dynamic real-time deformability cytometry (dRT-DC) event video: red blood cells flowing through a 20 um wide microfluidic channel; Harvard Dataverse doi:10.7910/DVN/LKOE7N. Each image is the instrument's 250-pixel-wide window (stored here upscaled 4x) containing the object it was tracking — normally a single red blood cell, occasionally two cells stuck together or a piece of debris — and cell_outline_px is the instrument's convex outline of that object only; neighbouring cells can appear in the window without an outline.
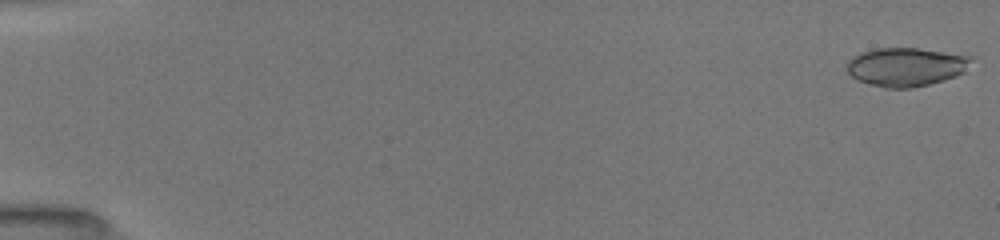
{"species": "common noctule bat (a hibernating species)", "species_latin": "Nyctalus noctula", "temperature_condition": "room temperature", "stored_images_in_passage": 24, "camera_frame_rate_fps": 3000, "um_per_image_px": 0.085, "animal": {"sex": "female", "body_mass_g": 19.5, "forearm_length_mm": 54.1}, "frame": {"image": 1, "passage_image": 1, "time_ms": 0.0, "image_size_px": [1000, 240], "cell_outline_px": [[972, 56], [964, 72], [956, 76], [944, 80], [912, 88], [884, 88], [856, 80], [848, 72], [844, 64], [852, 56], [860, 52], [876, 48], [916, 48]], "centroid_in_image_um": [76.94, 5.68], "position_along_channel_um": 8.1, "area_um2": 28.03}}